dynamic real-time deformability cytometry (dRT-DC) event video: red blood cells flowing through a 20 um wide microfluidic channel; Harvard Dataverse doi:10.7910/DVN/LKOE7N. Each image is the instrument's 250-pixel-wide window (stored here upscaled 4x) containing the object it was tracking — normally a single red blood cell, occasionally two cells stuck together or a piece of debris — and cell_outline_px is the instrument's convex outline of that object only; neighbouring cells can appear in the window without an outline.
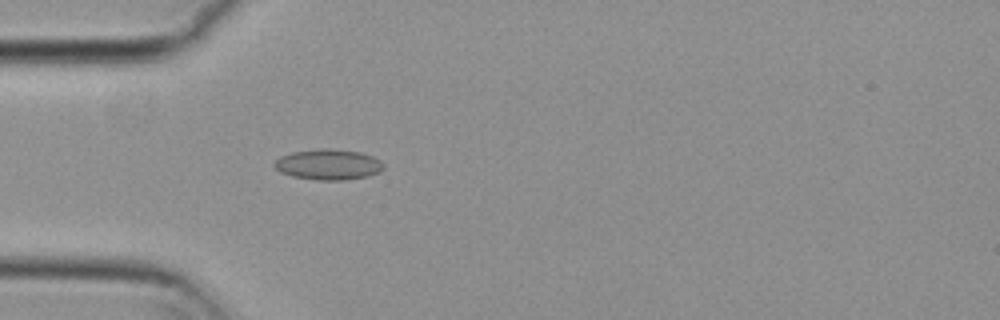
{"species": "common noctule bat (a hibernating species)", "species_latin": "Nyctalus noctula", "temperature_condition": "cold", "stored_images_in_passage": 36, "camera_frame_rate_fps": 3000, "um_per_image_px": 0.085, "animal": {"sex": "female", "body_mass_g": 29.2, "forearm_length_mm": 56.3}, "frame": {"image": 1, "passage_image": 5, "time_ms": 1.333, "image_size_px": [1000, 320], "cell_outline_px": [[384, 168], [380, 172], [368, 176], [344, 180], [316, 180], [292, 176], [280, 172], [272, 164], [280, 156], [292, 152], [320, 148], [332, 148], [360, 152], [372, 156], [380, 160], [384, 164]], "centroid_in_image_um": [27.91, 13.98], "position_along_channel_um": 57.1, "area_um2": 19.65}}
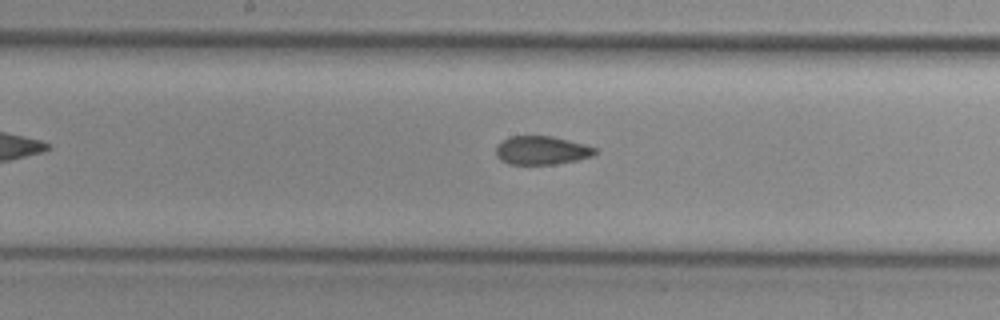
{"frame": {"image": 2, "passage_image": 17, "time_ms": 5.333, "image_size_px": [1000, 320], "cell_outline_px": [[596, 152], [592, 156], [576, 160], [552, 164], [508, 164], [500, 160], [496, 156], [496, 144], [508, 136], [552, 136], [584, 144], [596, 148]], "centroid_in_image_um": [45.98, 12.77], "position_along_channel_um": 202.2, "area_um2": 16.47}}
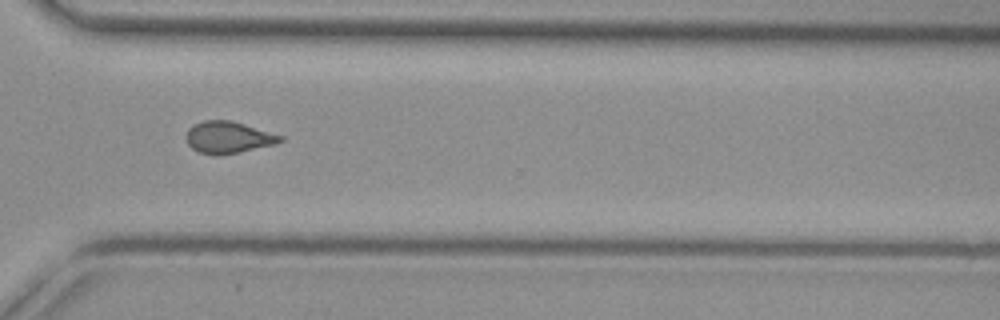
{"frame": {"image": 3, "passage_image": 29, "time_ms": 9.333, "image_size_px": [1000, 320], "cell_outline_px": [[284, 140], [276, 144], [236, 152], [200, 152], [192, 148], [188, 144], [188, 128], [192, 124], [204, 120], [232, 120], [284, 136]], "centroid_in_image_um": [19.45, 11.62], "position_along_channel_um": 351.2, "area_um2": 16.82}, "authors_computed_cell_mechanics": {"area_um2": 17.3978, "velocity_mm_per_s": 3.7304, "shape_relaxation_time_tau1_ms": null, "shape_relaxation_time_tau2_ms": 3.1729, "deformation_change_tau1": null, "deformation_change_tau2": 0.0817}}